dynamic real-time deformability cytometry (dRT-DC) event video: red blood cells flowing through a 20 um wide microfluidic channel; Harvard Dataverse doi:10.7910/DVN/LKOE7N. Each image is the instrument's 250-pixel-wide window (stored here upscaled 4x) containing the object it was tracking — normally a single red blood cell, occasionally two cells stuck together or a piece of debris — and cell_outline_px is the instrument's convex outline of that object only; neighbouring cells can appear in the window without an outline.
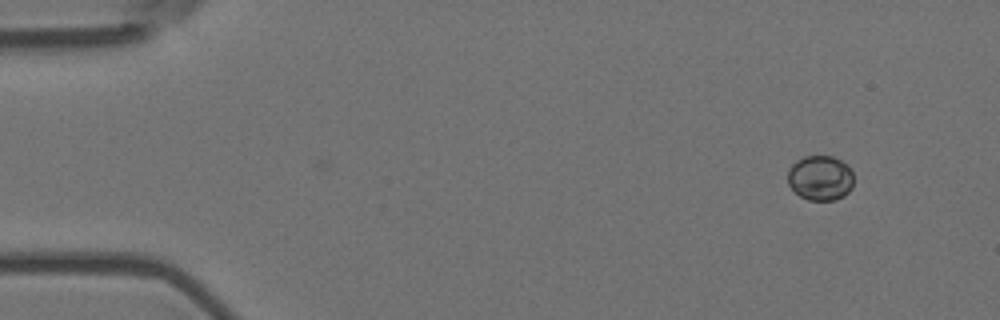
{"species": "Egyptian fruit bat (a non-hibernating species)", "species_latin": "Rousettus aegyptiacus", "temperature_condition": "room temperature", "stored_images_in_passage": 51, "camera_frame_rate_fps": 3000, "um_per_image_px": 0.085, "animal": {"sex": "female"}, "frame": {"image": 1, "passage_image": 1, "time_ms": 0.0, "image_size_px": [1000, 320], "cell_outline_px": [[852, 188], [844, 196], [836, 200], [808, 200], [800, 196], [788, 184], [788, 168], [796, 160], [804, 156], [832, 156], [848, 164], [852, 172]], "centroid_in_image_um": [69.72, 15.12], "position_along_channel_um": 15.3, "area_um2": 17.4}}
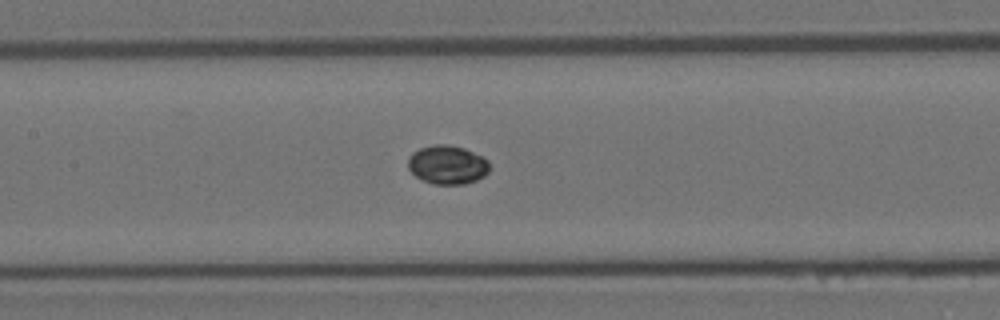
{"frame": {"image": 2, "passage_image": 22, "time_ms": 7.0, "image_size_px": [1000, 320], "cell_outline_px": [[488, 172], [484, 176], [476, 180], [464, 184], [432, 184], [416, 176], [408, 168], [408, 160], [412, 152], [420, 148], [436, 144], [448, 144], [464, 148], [488, 160]], "centroid_in_image_um": [38.01, 14.0], "position_along_channel_um": 169.4, "area_um2": 18.26}}
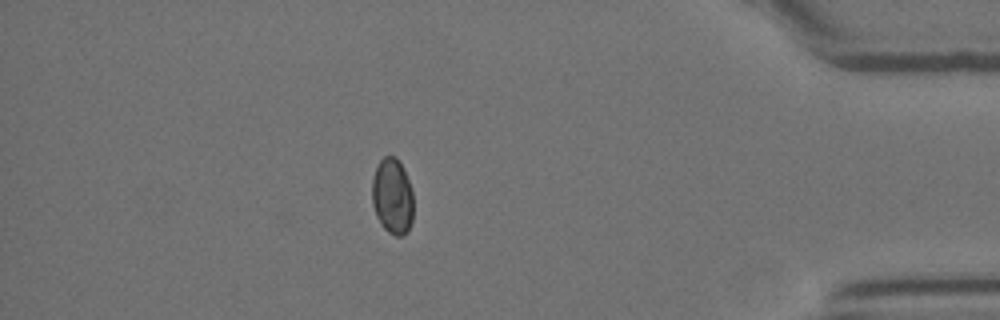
{"frame": {"image": 3, "passage_image": 44, "time_ms": 14.333, "image_size_px": [1000, 320], "cell_outline_px": [[412, 220], [408, 232], [404, 236], [396, 236], [388, 232], [380, 224], [376, 216], [372, 204], [372, 180], [376, 164], [384, 156], [396, 156], [404, 168], [412, 192]], "centroid_in_image_um": [33.34, 16.68], "position_along_channel_um": 401.9, "area_um2": 18.55}}